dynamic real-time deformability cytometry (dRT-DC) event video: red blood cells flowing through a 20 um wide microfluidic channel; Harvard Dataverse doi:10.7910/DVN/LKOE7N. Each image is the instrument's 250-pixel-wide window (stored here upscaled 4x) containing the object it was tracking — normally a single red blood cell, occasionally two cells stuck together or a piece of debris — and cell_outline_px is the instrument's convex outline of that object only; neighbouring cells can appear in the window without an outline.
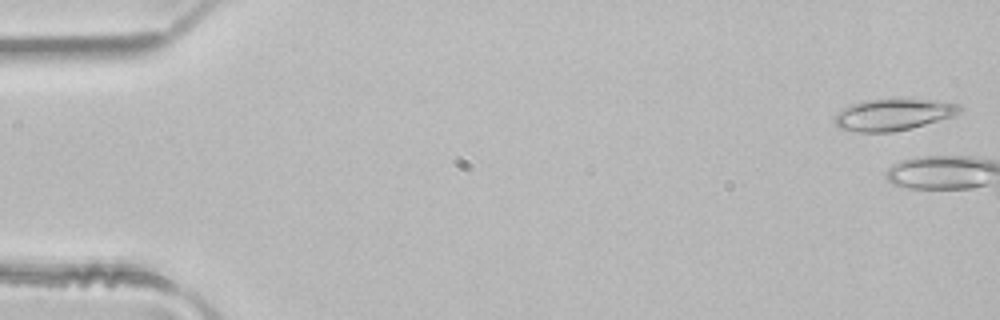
{"species": "common noctule bat (a hibernating species)", "species_latin": "Nyctalus noctula", "temperature_condition": "room temperature", "stored_images_in_passage": 2, "camera_frame_rate_fps": 3000, "um_per_image_px": 0.085, "animal": {"sex": "male", "body_mass_g": 21.5, "forearm_length_mm": 52.0}, "frame": {"image": 1, "passage_image": 1, "time_ms": 0.0, "image_size_px": [1000, 320], "cell_outline_px": [[964, 108], [960, 112], [952, 116], [912, 128], [892, 132], [856, 132], [840, 128], [836, 124], [832, 116], [836, 112], [852, 104], [864, 100], [932, 100], [960, 104]], "centroid_in_image_um": [75.9, 9.75], "position_along_channel_um": 9.1, "area_um2": 22.83}}